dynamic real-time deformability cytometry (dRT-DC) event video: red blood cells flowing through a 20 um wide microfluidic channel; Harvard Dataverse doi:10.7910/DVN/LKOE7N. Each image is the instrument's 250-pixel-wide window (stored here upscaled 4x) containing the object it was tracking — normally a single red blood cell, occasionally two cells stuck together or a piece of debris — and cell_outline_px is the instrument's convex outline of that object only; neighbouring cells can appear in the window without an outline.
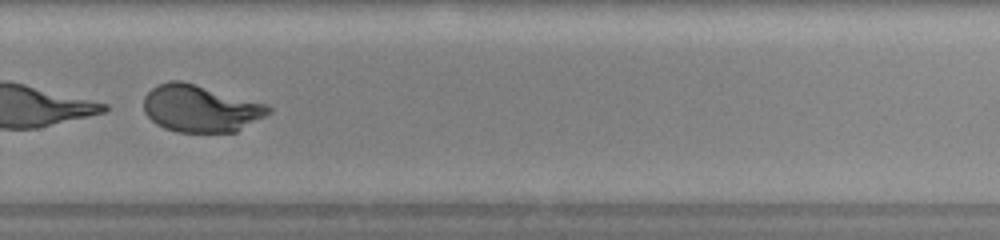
{"species": "human", "species_latin": "Homo sapiens", "temperature_condition": "warm", "stored_images_in_passage": 45, "camera_frame_rate_fps": 3000, "um_per_image_px": 0.085, "donor": {"sex": "female"}, "frame": {"image": 1, "passage_image": 32, "time_ms": 10.333, "image_size_px": [1000, 240], "cell_outline_px": [[272, 112], [236, 132], [176, 132], [164, 128], [156, 124], [144, 112], [144, 96], [156, 84], [172, 80], [180, 80], [268, 104], [272, 108]], "centroid_in_image_um": [17.04, 9.22], "position_along_channel_um": 312.8, "area_um2": 34.28}}